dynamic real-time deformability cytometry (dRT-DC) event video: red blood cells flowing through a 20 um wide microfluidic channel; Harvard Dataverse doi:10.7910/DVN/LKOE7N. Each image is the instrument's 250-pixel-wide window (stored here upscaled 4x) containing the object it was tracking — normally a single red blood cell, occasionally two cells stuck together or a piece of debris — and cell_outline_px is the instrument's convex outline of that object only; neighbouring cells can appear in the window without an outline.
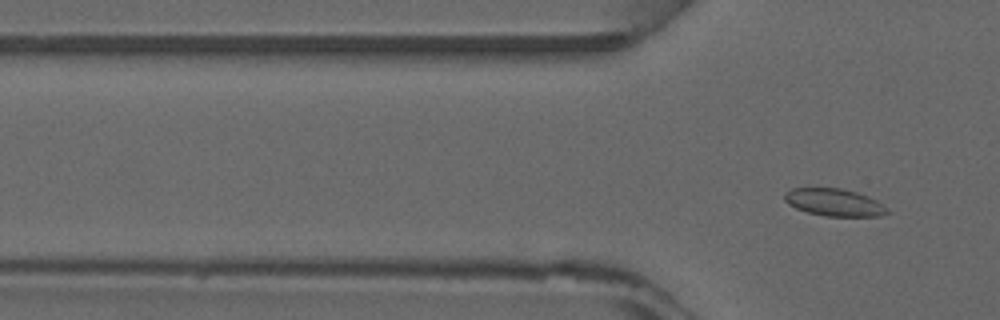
{"species": "common noctule bat (a hibernating species)", "species_latin": "Nyctalus noctula", "temperature_condition": "warm", "stored_images_in_passage": 4, "camera_frame_rate_fps": 3000, "um_per_image_px": 0.085, "animal": {"sex": "male", "forearm_length_mm": 52.5}, "frame": {"image": 1, "passage_image": 4, "time_ms": 1.0, "image_size_px": [1000, 320], "cell_outline_px": [[888, 212], [880, 216], [824, 216], [808, 212], [796, 208], [788, 204], [784, 200], [784, 192], [792, 188], [840, 188], [856, 192], [868, 196], [876, 200]], "centroid_in_image_um": [70.84, 17.19], "position_along_channel_um": 55.0, "area_um2": 16.18}}